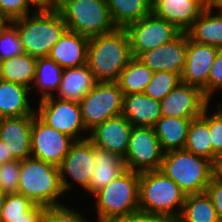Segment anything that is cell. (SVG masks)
<instances>
[{
  "instance_id": "4fadbf2b",
  "label": "cell",
  "mask_w": 222,
  "mask_h": 222,
  "mask_svg": "<svg viewBox=\"0 0 222 222\" xmlns=\"http://www.w3.org/2000/svg\"><path fill=\"white\" fill-rule=\"evenodd\" d=\"M74 140L55 128L47 126L36 114L31 129V157L58 167Z\"/></svg>"
},
{
  "instance_id": "7c38bea8",
  "label": "cell",
  "mask_w": 222,
  "mask_h": 222,
  "mask_svg": "<svg viewBox=\"0 0 222 222\" xmlns=\"http://www.w3.org/2000/svg\"><path fill=\"white\" fill-rule=\"evenodd\" d=\"M95 146L89 138L74 141L65 158L58 166L60 181L64 193L71 189L72 184L66 176L86 190L95 168Z\"/></svg>"
},
{
  "instance_id": "60d3db41",
  "label": "cell",
  "mask_w": 222,
  "mask_h": 222,
  "mask_svg": "<svg viewBox=\"0 0 222 222\" xmlns=\"http://www.w3.org/2000/svg\"><path fill=\"white\" fill-rule=\"evenodd\" d=\"M205 192L210 197L212 204L217 211L219 221L222 222V178L215 174L211 178Z\"/></svg>"
},
{
  "instance_id": "603a6c76",
  "label": "cell",
  "mask_w": 222,
  "mask_h": 222,
  "mask_svg": "<svg viewBox=\"0 0 222 222\" xmlns=\"http://www.w3.org/2000/svg\"><path fill=\"white\" fill-rule=\"evenodd\" d=\"M95 168L87 192L95 194L105 188L127 169L124 159L115 153L95 147Z\"/></svg>"
},
{
  "instance_id": "277c9868",
  "label": "cell",
  "mask_w": 222,
  "mask_h": 222,
  "mask_svg": "<svg viewBox=\"0 0 222 222\" xmlns=\"http://www.w3.org/2000/svg\"><path fill=\"white\" fill-rule=\"evenodd\" d=\"M185 198L179 186L160 170L140 173L139 210L178 219Z\"/></svg>"
},
{
  "instance_id": "c3c4849f",
  "label": "cell",
  "mask_w": 222,
  "mask_h": 222,
  "mask_svg": "<svg viewBox=\"0 0 222 222\" xmlns=\"http://www.w3.org/2000/svg\"><path fill=\"white\" fill-rule=\"evenodd\" d=\"M216 174L222 178V158L219 160L216 166Z\"/></svg>"
},
{
  "instance_id": "f907efd6",
  "label": "cell",
  "mask_w": 222,
  "mask_h": 222,
  "mask_svg": "<svg viewBox=\"0 0 222 222\" xmlns=\"http://www.w3.org/2000/svg\"><path fill=\"white\" fill-rule=\"evenodd\" d=\"M53 4H55L58 0H50Z\"/></svg>"
},
{
  "instance_id": "ba28073f",
  "label": "cell",
  "mask_w": 222,
  "mask_h": 222,
  "mask_svg": "<svg viewBox=\"0 0 222 222\" xmlns=\"http://www.w3.org/2000/svg\"><path fill=\"white\" fill-rule=\"evenodd\" d=\"M87 132L122 113L123 93L117 82H97L79 102Z\"/></svg>"
},
{
  "instance_id": "7dc6e473",
  "label": "cell",
  "mask_w": 222,
  "mask_h": 222,
  "mask_svg": "<svg viewBox=\"0 0 222 222\" xmlns=\"http://www.w3.org/2000/svg\"><path fill=\"white\" fill-rule=\"evenodd\" d=\"M205 8H210L215 0H198Z\"/></svg>"
},
{
  "instance_id": "ab89813d",
  "label": "cell",
  "mask_w": 222,
  "mask_h": 222,
  "mask_svg": "<svg viewBox=\"0 0 222 222\" xmlns=\"http://www.w3.org/2000/svg\"><path fill=\"white\" fill-rule=\"evenodd\" d=\"M222 89V49H219L211 66L207 86L202 90L211 101L215 90Z\"/></svg>"
},
{
  "instance_id": "f6af8a7d",
  "label": "cell",
  "mask_w": 222,
  "mask_h": 222,
  "mask_svg": "<svg viewBox=\"0 0 222 222\" xmlns=\"http://www.w3.org/2000/svg\"><path fill=\"white\" fill-rule=\"evenodd\" d=\"M211 9H217V12L222 14V0H215V2L210 7ZM219 10V11H218Z\"/></svg>"
},
{
  "instance_id": "681fc988",
  "label": "cell",
  "mask_w": 222,
  "mask_h": 222,
  "mask_svg": "<svg viewBox=\"0 0 222 222\" xmlns=\"http://www.w3.org/2000/svg\"><path fill=\"white\" fill-rule=\"evenodd\" d=\"M37 222H45L43 216Z\"/></svg>"
},
{
  "instance_id": "8fae6325",
  "label": "cell",
  "mask_w": 222,
  "mask_h": 222,
  "mask_svg": "<svg viewBox=\"0 0 222 222\" xmlns=\"http://www.w3.org/2000/svg\"><path fill=\"white\" fill-rule=\"evenodd\" d=\"M164 151L153 127L133 126L124 158L127 170L142 173L160 170Z\"/></svg>"
},
{
  "instance_id": "ac0fdd59",
  "label": "cell",
  "mask_w": 222,
  "mask_h": 222,
  "mask_svg": "<svg viewBox=\"0 0 222 222\" xmlns=\"http://www.w3.org/2000/svg\"><path fill=\"white\" fill-rule=\"evenodd\" d=\"M33 115L0 118V140L15 160L31 157V129Z\"/></svg>"
},
{
  "instance_id": "2e32d148",
  "label": "cell",
  "mask_w": 222,
  "mask_h": 222,
  "mask_svg": "<svg viewBox=\"0 0 222 222\" xmlns=\"http://www.w3.org/2000/svg\"><path fill=\"white\" fill-rule=\"evenodd\" d=\"M132 129V124L120 114L97 125L88 137L95 147L115 153L124 159Z\"/></svg>"
},
{
  "instance_id": "d6a6232c",
  "label": "cell",
  "mask_w": 222,
  "mask_h": 222,
  "mask_svg": "<svg viewBox=\"0 0 222 222\" xmlns=\"http://www.w3.org/2000/svg\"><path fill=\"white\" fill-rule=\"evenodd\" d=\"M184 149L212 162V145L209 126L201 117L191 121Z\"/></svg>"
},
{
  "instance_id": "f35d334b",
  "label": "cell",
  "mask_w": 222,
  "mask_h": 222,
  "mask_svg": "<svg viewBox=\"0 0 222 222\" xmlns=\"http://www.w3.org/2000/svg\"><path fill=\"white\" fill-rule=\"evenodd\" d=\"M32 5L27 0H0V19L11 22L30 14Z\"/></svg>"
},
{
  "instance_id": "7402d4cb",
  "label": "cell",
  "mask_w": 222,
  "mask_h": 222,
  "mask_svg": "<svg viewBox=\"0 0 222 222\" xmlns=\"http://www.w3.org/2000/svg\"><path fill=\"white\" fill-rule=\"evenodd\" d=\"M96 83L97 81L87 64L65 68L56 92L57 98L80 102L94 88Z\"/></svg>"
},
{
  "instance_id": "83f0119b",
  "label": "cell",
  "mask_w": 222,
  "mask_h": 222,
  "mask_svg": "<svg viewBox=\"0 0 222 222\" xmlns=\"http://www.w3.org/2000/svg\"><path fill=\"white\" fill-rule=\"evenodd\" d=\"M37 58L24 53L0 61V79L17 83L31 89Z\"/></svg>"
},
{
  "instance_id": "e575fe53",
  "label": "cell",
  "mask_w": 222,
  "mask_h": 222,
  "mask_svg": "<svg viewBox=\"0 0 222 222\" xmlns=\"http://www.w3.org/2000/svg\"><path fill=\"white\" fill-rule=\"evenodd\" d=\"M219 108L213 115L207 116L209 113L208 106L203 110L201 118L208 124L212 145V163L217 166L222 158V104H218Z\"/></svg>"
},
{
  "instance_id": "484cf974",
  "label": "cell",
  "mask_w": 222,
  "mask_h": 222,
  "mask_svg": "<svg viewBox=\"0 0 222 222\" xmlns=\"http://www.w3.org/2000/svg\"><path fill=\"white\" fill-rule=\"evenodd\" d=\"M212 11L204 8L187 34L193 41L222 49V14Z\"/></svg>"
},
{
  "instance_id": "4316f807",
  "label": "cell",
  "mask_w": 222,
  "mask_h": 222,
  "mask_svg": "<svg viewBox=\"0 0 222 222\" xmlns=\"http://www.w3.org/2000/svg\"><path fill=\"white\" fill-rule=\"evenodd\" d=\"M44 208L22 194H7L1 211V222H37Z\"/></svg>"
},
{
  "instance_id": "816d5d0a",
  "label": "cell",
  "mask_w": 222,
  "mask_h": 222,
  "mask_svg": "<svg viewBox=\"0 0 222 222\" xmlns=\"http://www.w3.org/2000/svg\"><path fill=\"white\" fill-rule=\"evenodd\" d=\"M106 222H118L117 220H109V221H106Z\"/></svg>"
},
{
  "instance_id": "9c48e42d",
  "label": "cell",
  "mask_w": 222,
  "mask_h": 222,
  "mask_svg": "<svg viewBox=\"0 0 222 222\" xmlns=\"http://www.w3.org/2000/svg\"><path fill=\"white\" fill-rule=\"evenodd\" d=\"M51 96L40 100L36 116L47 126L55 128L74 141L89 137H80L79 132L86 131L79 102L61 100Z\"/></svg>"
},
{
  "instance_id": "cb8c5ba5",
  "label": "cell",
  "mask_w": 222,
  "mask_h": 222,
  "mask_svg": "<svg viewBox=\"0 0 222 222\" xmlns=\"http://www.w3.org/2000/svg\"><path fill=\"white\" fill-rule=\"evenodd\" d=\"M29 88L0 79V118L36 114L29 105Z\"/></svg>"
},
{
  "instance_id": "44dd1931",
  "label": "cell",
  "mask_w": 222,
  "mask_h": 222,
  "mask_svg": "<svg viewBox=\"0 0 222 222\" xmlns=\"http://www.w3.org/2000/svg\"><path fill=\"white\" fill-rule=\"evenodd\" d=\"M132 126L153 127L162 117L160 101L144 93L123 95L122 113Z\"/></svg>"
},
{
  "instance_id": "b9f144b4",
  "label": "cell",
  "mask_w": 222,
  "mask_h": 222,
  "mask_svg": "<svg viewBox=\"0 0 222 222\" xmlns=\"http://www.w3.org/2000/svg\"><path fill=\"white\" fill-rule=\"evenodd\" d=\"M174 218L164 215L137 210L125 216L119 217L118 222H171Z\"/></svg>"
},
{
  "instance_id": "f1b7e54d",
  "label": "cell",
  "mask_w": 222,
  "mask_h": 222,
  "mask_svg": "<svg viewBox=\"0 0 222 222\" xmlns=\"http://www.w3.org/2000/svg\"><path fill=\"white\" fill-rule=\"evenodd\" d=\"M106 3L117 28H125L152 13V0H106Z\"/></svg>"
},
{
  "instance_id": "ee69618b",
  "label": "cell",
  "mask_w": 222,
  "mask_h": 222,
  "mask_svg": "<svg viewBox=\"0 0 222 222\" xmlns=\"http://www.w3.org/2000/svg\"><path fill=\"white\" fill-rule=\"evenodd\" d=\"M32 7H36L37 10H46L52 8L54 4L50 0H27Z\"/></svg>"
},
{
  "instance_id": "bcb514c9",
  "label": "cell",
  "mask_w": 222,
  "mask_h": 222,
  "mask_svg": "<svg viewBox=\"0 0 222 222\" xmlns=\"http://www.w3.org/2000/svg\"><path fill=\"white\" fill-rule=\"evenodd\" d=\"M7 197V194H5L1 189H0V222H1V211H2V208L4 206V202H5V199Z\"/></svg>"
},
{
  "instance_id": "4dcf8cb0",
  "label": "cell",
  "mask_w": 222,
  "mask_h": 222,
  "mask_svg": "<svg viewBox=\"0 0 222 222\" xmlns=\"http://www.w3.org/2000/svg\"><path fill=\"white\" fill-rule=\"evenodd\" d=\"M179 222H220L206 192L186 195Z\"/></svg>"
},
{
  "instance_id": "f546056e",
  "label": "cell",
  "mask_w": 222,
  "mask_h": 222,
  "mask_svg": "<svg viewBox=\"0 0 222 222\" xmlns=\"http://www.w3.org/2000/svg\"><path fill=\"white\" fill-rule=\"evenodd\" d=\"M63 70L61 66L49 57L37 58L35 77L31 89H39L41 94L39 100L54 96V91H58Z\"/></svg>"
},
{
  "instance_id": "8d00e7d4",
  "label": "cell",
  "mask_w": 222,
  "mask_h": 222,
  "mask_svg": "<svg viewBox=\"0 0 222 222\" xmlns=\"http://www.w3.org/2000/svg\"><path fill=\"white\" fill-rule=\"evenodd\" d=\"M20 167V160H13L0 164V189L5 194H14L18 192Z\"/></svg>"
},
{
  "instance_id": "d6986e66",
  "label": "cell",
  "mask_w": 222,
  "mask_h": 222,
  "mask_svg": "<svg viewBox=\"0 0 222 222\" xmlns=\"http://www.w3.org/2000/svg\"><path fill=\"white\" fill-rule=\"evenodd\" d=\"M198 0H152V13L187 32L204 10Z\"/></svg>"
},
{
  "instance_id": "7a4b0ae2",
  "label": "cell",
  "mask_w": 222,
  "mask_h": 222,
  "mask_svg": "<svg viewBox=\"0 0 222 222\" xmlns=\"http://www.w3.org/2000/svg\"><path fill=\"white\" fill-rule=\"evenodd\" d=\"M10 23L17 29L25 53L35 58L48 57L52 47L68 30L54 6L36 9L32 16L28 14Z\"/></svg>"
},
{
  "instance_id": "d590c367",
  "label": "cell",
  "mask_w": 222,
  "mask_h": 222,
  "mask_svg": "<svg viewBox=\"0 0 222 222\" xmlns=\"http://www.w3.org/2000/svg\"><path fill=\"white\" fill-rule=\"evenodd\" d=\"M17 29L10 22L0 24V61L24 54Z\"/></svg>"
},
{
  "instance_id": "7bdbcfd3",
  "label": "cell",
  "mask_w": 222,
  "mask_h": 222,
  "mask_svg": "<svg viewBox=\"0 0 222 222\" xmlns=\"http://www.w3.org/2000/svg\"><path fill=\"white\" fill-rule=\"evenodd\" d=\"M13 160L15 159L12 157L11 152L8 151V148L5 143L0 140V164L11 162Z\"/></svg>"
},
{
  "instance_id": "836d02e7",
  "label": "cell",
  "mask_w": 222,
  "mask_h": 222,
  "mask_svg": "<svg viewBox=\"0 0 222 222\" xmlns=\"http://www.w3.org/2000/svg\"><path fill=\"white\" fill-rule=\"evenodd\" d=\"M181 82V76L168 72H153L152 78L143 93L155 100L161 101L173 88Z\"/></svg>"
},
{
  "instance_id": "e0dca14e",
  "label": "cell",
  "mask_w": 222,
  "mask_h": 222,
  "mask_svg": "<svg viewBox=\"0 0 222 222\" xmlns=\"http://www.w3.org/2000/svg\"><path fill=\"white\" fill-rule=\"evenodd\" d=\"M219 48L193 41L187 34V55L181 82L203 90Z\"/></svg>"
},
{
  "instance_id": "9a60e30c",
  "label": "cell",
  "mask_w": 222,
  "mask_h": 222,
  "mask_svg": "<svg viewBox=\"0 0 222 222\" xmlns=\"http://www.w3.org/2000/svg\"><path fill=\"white\" fill-rule=\"evenodd\" d=\"M187 55V32L175 39L141 53L137 58L153 72L168 71L181 76Z\"/></svg>"
},
{
  "instance_id": "30bf717a",
  "label": "cell",
  "mask_w": 222,
  "mask_h": 222,
  "mask_svg": "<svg viewBox=\"0 0 222 222\" xmlns=\"http://www.w3.org/2000/svg\"><path fill=\"white\" fill-rule=\"evenodd\" d=\"M124 29L129 37L131 54L134 58L175 39L181 33L175 25L153 13L129 24Z\"/></svg>"
},
{
  "instance_id": "1f68e13d",
  "label": "cell",
  "mask_w": 222,
  "mask_h": 222,
  "mask_svg": "<svg viewBox=\"0 0 222 222\" xmlns=\"http://www.w3.org/2000/svg\"><path fill=\"white\" fill-rule=\"evenodd\" d=\"M152 75V70L144 65L138 58L133 57L122 70L117 83L123 95L143 93Z\"/></svg>"
},
{
  "instance_id": "5bb4252c",
  "label": "cell",
  "mask_w": 222,
  "mask_h": 222,
  "mask_svg": "<svg viewBox=\"0 0 222 222\" xmlns=\"http://www.w3.org/2000/svg\"><path fill=\"white\" fill-rule=\"evenodd\" d=\"M210 100L195 86L180 82L161 101L162 116L196 119Z\"/></svg>"
},
{
  "instance_id": "6da1fadb",
  "label": "cell",
  "mask_w": 222,
  "mask_h": 222,
  "mask_svg": "<svg viewBox=\"0 0 222 222\" xmlns=\"http://www.w3.org/2000/svg\"><path fill=\"white\" fill-rule=\"evenodd\" d=\"M133 58L124 28L90 38L87 65L97 82H117L122 70Z\"/></svg>"
},
{
  "instance_id": "5b68a950",
  "label": "cell",
  "mask_w": 222,
  "mask_h": 222,
  "mask_svg": "<svg viewBox=\"0 0 222 222\" xmlns=\"http://www.w3.org/2000/svg\"><path fill=\"white\" fill-rule=\"evenodd\" d=\"M54 7L69 31L88 38L109 33L117 28L106 0H58Z\"/></svg>"
},
{
  "instance_id": "52a82bcc",
  "label": "cell",
  "mask_w": 222,
  "mask_h": 222,
  "mask_svg": "<svg viewBox=\"0 0 222 222\" xmlns=\"http://www.w3.org/2000/svg\"><path fill=\"white\" fill-rule=\"evenodd\" d=\"M140 173L126 170L94 194L97 222L116 220L139 210Z\"/></svg>"
},
{
  "instance_id": "f5cc1de1",
  "label": "cell",
  "mask_w": 222,
  "mask_h": 222,
  "mask_svg": "<svg viewBox=\"0 0 222 222\" xmlns=\"http://www.w3.org/2000/svg\"><path fill=\"white\" fill-rule=\"evenodd\" d=\"M171 222H179L178 219H173Z\"/></svg>"
},
{
  "instance_id": "ffe728a7",
  "label": "cell",
  "mask_w": 222,
  "mask_h": 222,
  "mask_svg": "<svg viewBox=\"0 0 222 222\" xmlns=\"http://www.w3.org/2000/svg\"><path fill=\"white\" fill-rule=\"evenodd\" d=\"M90 38L67 30L52 47L48 57L63 69L87 64Z\"/></svg>"
},
{
  "instance_id": "3957f363",
  "label": "cell",
  "mask_w": 222,
  "mask_h": 222,
  "mask_svg": "<svg viewBox=\"0 0 222 222\" xmlns=\"http://www.w3.org/2000/svg\"><path fill=\"white\" fill-rule=\"evenodd\" d=\"M160 171L172 179L185 195L204 193L216 166L185 149L164 152Z\"/></svg>"
},
{
  "instance_id": "74e56055",
  "label": "cell",
  "mask_w": 222,
  "mask_h": 222,
  "mask_svg": "<svg viewBox=\"0 0 222 222\" xmlns=\"http://www.w3.org/2000/svg\"><path fill=\"white\" fill-rule=\"evenodd\" d=\"M42 216L45 222H89L81 212L72 210L65 204L45 207Z\"/></svg>"
},
{
  "instance_id": "8992f818",
  "label": "cell",
  "mask_w": 222,
  "mask_h": 222,
  "mask_svg": "<svg viewBox=\"0 0 222 222\" xmlns=\"http://www.w3.org/2000/svg\"><path fill=\"white\" fill-rule=\"evenodd\" d=\"M19 178L17 193L44 207L61 205L56 200L64 195L58 167L29 157L21 160Z\"/></svg>"
},
{
  "instance_id": "d4e9b609",
  "label": "cell",
  "mask_w": 222,
  "mask_h": 222,
  "mask_svg": "<svg viewBox=\"0 0 222 222\" xmlns=\"http://www.w3.org/2000/svg\"><path fill=\"white\" fill-rule=\"evenodd\" d=\"M192 119L162 116L153 126L164 152L184 149Z\"/></svg>"
}]
</instances>
